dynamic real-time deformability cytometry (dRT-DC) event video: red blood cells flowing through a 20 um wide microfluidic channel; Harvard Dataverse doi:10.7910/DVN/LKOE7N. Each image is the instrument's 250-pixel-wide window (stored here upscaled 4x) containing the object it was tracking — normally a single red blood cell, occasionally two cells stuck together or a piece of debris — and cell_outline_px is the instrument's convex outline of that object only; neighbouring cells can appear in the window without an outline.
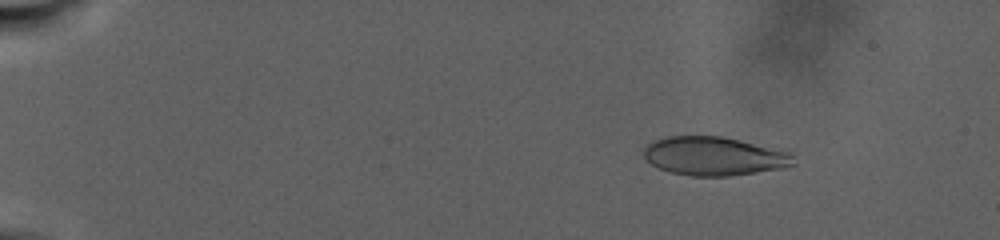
{"species": "human", "species_latin": "Homo sapiens", "temperature_condition": "warm", "stored_images_in_passage": 118, "camera_frame_rate_fps": 3000, "um_per_image_px": 0.085, "donor": {"sex": "male"}, "frame": {"image": 1, "passage_image": 24, "time_ms": 5.0, "image_size_px": [1000, 240], "cell_outline_px": [[796, 164], [784, 168], [732, 176], [692, 176], [672, 172], [660, 168], [652, 164], [644, 156], [644, 148], [648, 144], [656, 140], [668, 136], [720, 136], [788, 148], [792, 152]], "centroid_in_image_um": [60.85, 13.26], "position_along_channel_um": 24.1, "area_um2": 34.45}}
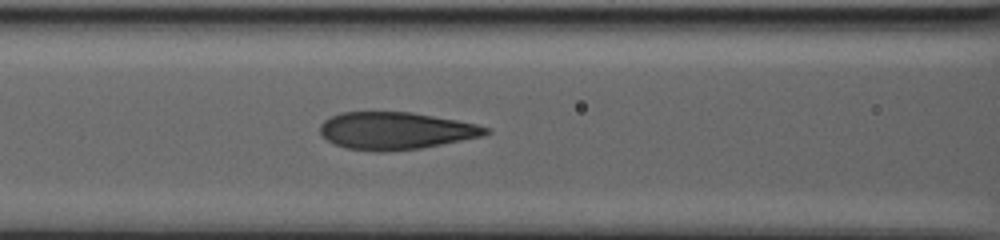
{"frame": {"image": 2, "passage_image": 69, "time_ms": 16.0, "image_size_px": [1000, 240], "cell_outline_px": [[492, 132], [484, 136], [420, 148], [384, 152], [372, 152], [348, 148], [332, 144], [320, 132], [320, 124], [324, 120], [340, 112], [412, 112], [456, 120], [476, 124], [488, 128]], "centroid_in_image_um": [33.62, 11.12], "position_along_channel_um": 133.0, "area_um2": 36.07}}
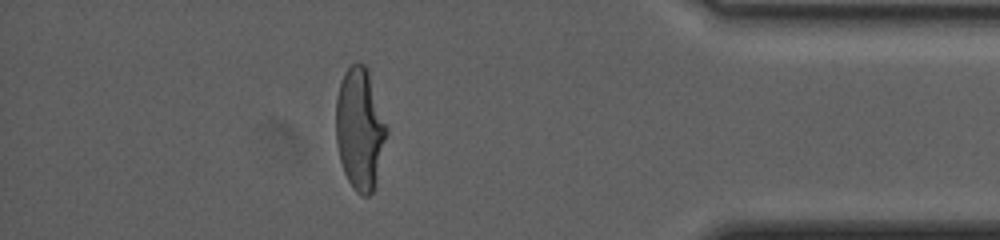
{"frame": {"image": 3, "passage_image": 102, "time_ms": 30.0, "image_size_px": [1000, 240], "cell_outline_px": [[388, 132], [372, 192], [368, 196], [360, 196], [352, 188], [344, 172], [340, 160], [336, 144], [336, 96], [344, 72], [356, 60], [364, 64], [368, 68], [388, 128]], "centroid_in_image_um": [30.58, 10.92], "position_along_channel_um": 404.6, "area_um2": 36.13}, "authors_computed_cell_mechanics": {"area_um2": 35.9805, "velocity_mm_per_s": 2.1446, "shape_relaxation_time_tau1_ms": 10.4827, "shape_relaxation_time_tau2_ms": null, "deformation_change_tau1": 0.2741, "deformation_change_tau2": null}}